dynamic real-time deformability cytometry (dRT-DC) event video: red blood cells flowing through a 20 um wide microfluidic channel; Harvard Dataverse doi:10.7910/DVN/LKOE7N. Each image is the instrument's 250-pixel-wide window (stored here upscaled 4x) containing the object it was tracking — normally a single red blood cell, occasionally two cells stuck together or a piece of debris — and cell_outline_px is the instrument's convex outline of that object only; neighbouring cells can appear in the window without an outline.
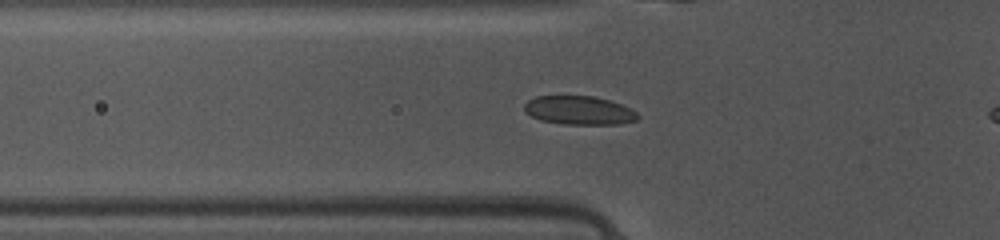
{"species": "common noctule bat (a hibernating species)", "species_latin": "Nyctalus noctula", "temperature_condition": "warm", "stored_images_in_passage": 43, "camera_frame_rate_fps": 3000, "um_per_image_px": 0.085, "animal": {"sex": "female", "body_mass_g": 10.0, "forearm_length_mm": 53.1}, "frame": {"image": 1, "passage_image": 17, "time_ms": 5.333, "image_size_px": [1000, 240], "cell_outline_px": [[640, 116], [636, 120], [620, 124], [564, 124], [540, 120], [524, 112], [524, 104], [528, 100], [536, 96], [592, 96], [608, 100], [620, 104], [636, 112]], "centroid_in_image_um": [49.19, 9.38], "position_along_channel_um": 76.6, "area_um2": 18.84}}
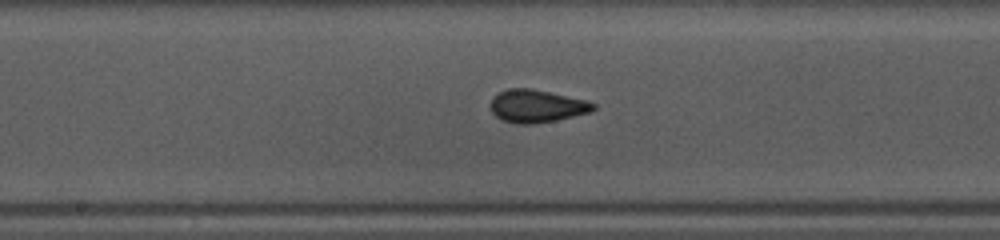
{"frame": {"image": 2, "passage_image": 26, "time_ms": 8.333, "image_size_px": [1000, 240], "cell_outline_px": [[596, 108], [592, 112], [556, 120], [532, 124], [516, 124], [504, 120], [496, 116], [492, 112], [492, 96], [508, 88], [532, 88], [588, 100], [596, 104]], "centroid_in_image_um": [45.67, 9.01], "position_along_channel_um": 202.5, "area_um2": 19.71}}
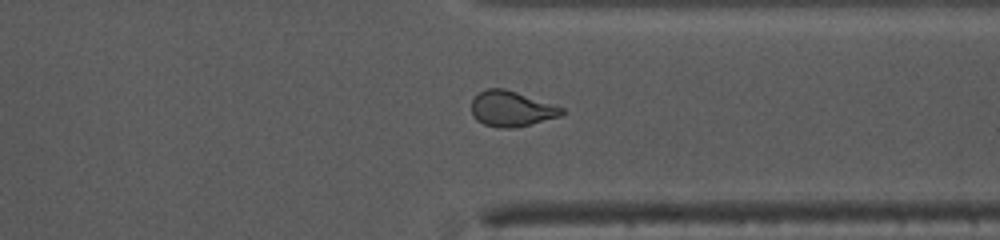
{"frame": {"image": 3, "passage_image": 38, "time_ms": 12.333, "image_size_px": [1000, 240], "cell_outline_px": [[564, 112], [560, 116], [516, 128], [496, 128], [484, 124], [476, 120], [472, 116], [472, 100], [480, 92], [488, 88], [504, 88], [564, 108]], "centroid_in_image_um": [43.45, 9.26], "position_along_channel_um": 368.0, "area_um2": 18.55}}